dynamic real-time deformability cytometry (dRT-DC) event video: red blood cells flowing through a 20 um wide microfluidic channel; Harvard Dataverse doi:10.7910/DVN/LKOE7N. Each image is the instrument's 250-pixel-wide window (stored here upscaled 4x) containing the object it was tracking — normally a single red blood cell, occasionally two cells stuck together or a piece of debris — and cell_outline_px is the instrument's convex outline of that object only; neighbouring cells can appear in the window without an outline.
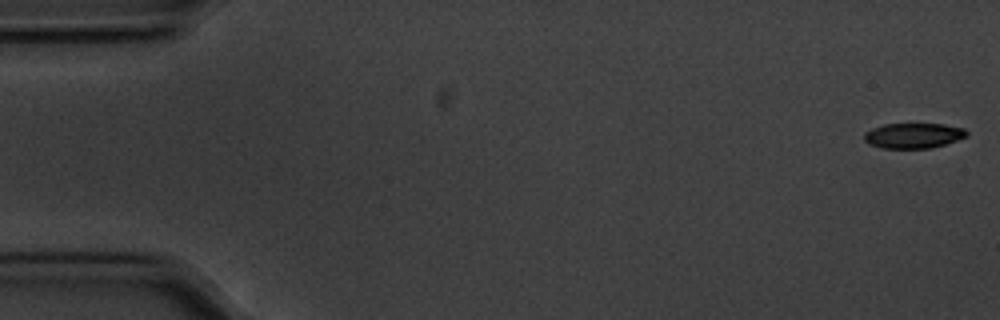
{"species": "common noctule bat (a hibernating species)", "species_latin": "Nyctalus noctula", "temperature_condition": "cold", "stored_images_in_passage": 56, "camera_frame_rate_fps": 3000, "um_per_image_px": 0.085, "animal": {"sex": "male", "body_mass_g": 20.1, "forearm_length_mm": 53.5}, "frame": {"image": 1, "passage_image": 1, "time_ms": 0.0, "image_size_px": [1000, 320], "cell_outline_px": [[968, 136], [944, 144], [928, 148], [880, 148], [868, 144], [864, 140], [864, 132], [872, 128], [884, 124], [944, 124], [964, 128], [968, 132]], "centroid_in_image_um": [77.61, 11.52], "position_along_channel_um": 7.4, "area_um2": 15.09}}
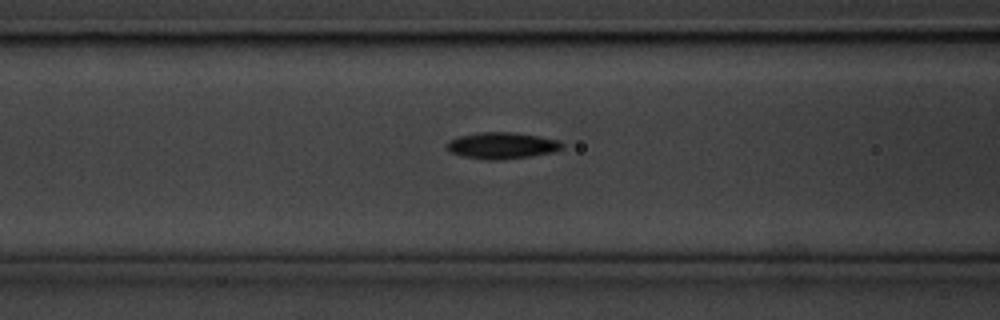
{"frame": {"image": 2, "passage_image": 22, "time_ms": 7.0, "image_size_px": [1000, 320], "cell_outline_px": [[564, 144], [556, 152], [532, 156], [496, 160], [484, 160], [464, 156], [448, 152], [444, 148], [444, 144], [448, 140], [460, 136], [480, 132], [512, 132], [560, 140]], "centroid_in_image_um": [42.61, 12.38], "position_along_channel_um": 124.0, "area_um2": 17.98}}
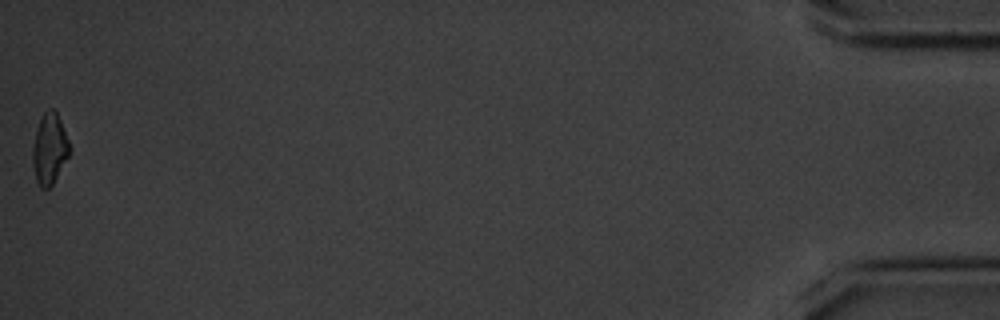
{"frame": {"image": 3, "passage_image": 56, "time_ms": 18.333, "image_size_px": [1000, 320], "cell_outline_px": [[68, 156], [52, 184], [48, 188], [40, 188], [36, 180], [32, 160], [32, 148], [36, 132], [40, 120], [44, 112], [48, 108], [52, 108], [56, 112], [60, 120], [68, 140]], "centroid_in_image_um": [4.18, 12.65], "position_along_channel_um": 431.0, "area_um2": 14.74}, "authors_computed_cell_mechanics": {"area_um2": 16.5308, "velocity_mm_per_s": 3.5749, "shape_relaxation_time_tau1_ms": 3.9252, "shape_relaxation_time_tau2_ms": null, "deformation_change_tau1": 0.1385, "deformation_change_tau2": null}}